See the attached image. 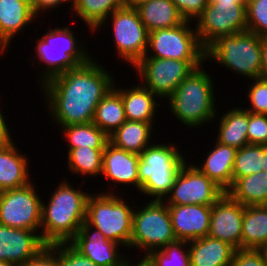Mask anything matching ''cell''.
<instances>
[{"mask_svg":"<svg viewBox=\"0 0 267 266\" xmlns=\"http://www.w3.org/2000/svg\"><path fill=\"white\" fill-rule=\"evenodd\" d=\"M95 59L78 65L45 82L44 93L49 117L59 126L92 123L97 105L116 81Z\"/></svg>","mask_w":267,"mask_h":266,"instance_id":"cell-1","label":"cell"},{"mask_svg":"<svg viewBox=\"0 0 267 266\" xmlns=\"http://www.w3.org/2000/svg\"><path fill=\"white\" fill-rule=\"evenodd\" d=\"M42 201L40 237L46 245L69 243L86 220L87 201L92 193L78 190L65 179Z\"/></svg>","mask_w":267,"mask_h":266,"instance_id":"cell-2","label":"cell"},{"mask_svg":"<svg viewBox=\"0 0 267 266\" xmlns=\"http://www.w3.org/2000/svg\"><path fill=\"white\" fill-rule=\"evenodd\" d=\"M196 68L186 77L168 98L172 114L186 127L196 128L218 118L215 107V87L210 76L203 68Z\"/></svg>","mask_w":267,"mask_h":266,"instance_id":"cell-3","label":"cell"},{"mask_svg":"<svg viewBox=\"0 0 267 266\" xmlns=\"http://www.w3.org/2000/svg\"><path fill=\"white\" fill-rule=\"evenodd\" d=\"M187 162L174 144L152 143L139 154V192L152 200H164L170 193L182 165Z\"/></svg>","mask_w":267,"mask_h":266,"instance_id":"cell-4","label":"cell"},{"mask_svg":"<svg viewBox=\"0 0 267 266\" xmlns=\"http://www.w3.org/2000/svg\"><path fill=\"white\" fill-rule=\"evenodd\" d=\"M70 26H54L48 29L41 38L36 39L35 52L39 58L38 64L43 67L39 83L41 86L51 78L87 63L93 57L86 51V47L77 41ZM41 63V64H40ZM45 63V64H44ZM42 74V75H41Z\"/></svg>","mask_w":267,"mask_h":266,"instance_id":"cell-5","label":"cell"},{"mask_svg":"<svg viewBox=\"0 0 267 266\" xmlns=\"http://www.w3.org/2000/svg\"><path fill=\"white\" fill-rule=\"evenodd\" d=\"M96 192L87 201L85 222L99 230L107 239L127 248L130 246L133 211L122 196L115 192ZM114 192V193H113Z\"/></svg>","mask_w":267,"mask_h":266,"instance_id":"cell-6","label":"cell"},{"mask_svg":"<svg viewBox=\"0 0 267 266\" xmlns=\"http://www.w3.org/2000/svg\"><path fill=\"white\" fill-rule=\"evenodd\" d=\"M206 61L252 79L261 77V36L244 31L219 37L205 51Z\"/></svg>","mask_w":267,"mask_h":266,"instance_id":"cell-7","label":"cell"},{"mask_svg":"<svg viewBox=\"0 0 267 266\" xmlns=\"http://www.w3.org/2000/svg\"><path fill=\"white\" fill-rule=\"evenodd\" d=\"M137 210V211H136ZM133 211L132 234L129 248L145 251L146 257L177 241L171 223L168 205L163 200H150Z\"/></svg>","mask_w":267,"mask_h":266,"instance_id":"cell-8","label":"cell"},{"mask_svg":"<svg viewBox=\"0 0 267 266\" xmlns=\"http://www.w3.org/2000/svg\"><path fill=\"white\" fill-rule=\"evenodd\" d=\"M206 60H174L143 57L135 66L142 85L160 100L169 98L178 85ZM138 72V73H137Z\"/></svg>","mask_w":267,"mask_h":266,"instance_id":"cell-9","label":"cell"},{"mask_svg":"<svg viewBox=\"0 0 267 266\" xmlns=\"http://www.w3.org/2000/svg\"><path fill=\"white\" fill-rule=\"evenodd\" d=\"M190 21L149 32L144 57L174 60H205L206 49L201 45ZM149 51V52H148ZM152 51V52H151ZM151 53V54H150Z\"/></svg>","mask_w":267,"mask_h":266,"instance_id":"cell-10","label":"cell"},{"mask_svg":"<svg viewBox=\"0 0 267 266\" xmlns=\"http://www.w3.org/2000/svg\"><path fill=\"white\" fill-rule=\"evenodd\" d=\"M109 17L118 58L134 67L145 56L149 32L137 9L129 6L113 11L95 31L103 28Z\"/></svg>","mask_w":267,"mask_h":266,"instance_id":"cell-11","label":"cell"},{"mask_svg":"<svg viewBox=\"0 0 267 266\" xmlns=\"http://www.w3.org/2000/svg\"><path fill=\"white\" fill-rule=\"evenodd\" d=\"M195 22L199 41L206 49L221 36L246 31V5L240 2H208Z\"/></svg>","mask_w":267,"mask_h":266,"instance_id":"cell-12","label":"cell"},{"mask_svg":"<svg viewBox=\"0 0 267 266\" xmlns=\"http://www.w3.org/2000/svg\"><path fill=\"white\" fill-rule=\"evenodd\" d=\"M33 181L27 186L0 192V224L36 231L41 229L42 197Z\"/></svg>","mask_w":267,"mask_h":266,"instance_id":"cell-13","label":"cell"},{"mask_svg":"<svg viewBox=\"0 0 267 266\" xmlns=\"http://www.w3.org/2000/svg\"><path fill=\"white\" fill-rule=\"evenodd\" d=\"M225 192L194 164L184 163L170 193L163 200L168 206L213 205ZM169 196V197H168Z\"/></svg>","mask_w":267,"mask_h":266,"instance_id":"cell-14","label":"cell"},{"mask_svg":"<svg viewBox=\"0 0 267 266\" xmlns=\"http://www.w3.org/2000/svg\"><path fill=\"white\" fill-rule=\"evenodd\" d=\"M245 206L225 192L212 205L208 236L241 249L242 221Z\"/></svg>","mask_w":267,"mask_h":266,"instance_id":"cell-15","label":"cell"},{"mask_svg":"<svg viewBox=\"0 0 267 266\" xmlns=\"http://www.w3.org/2000/svg\"><path fill=\"white\" fill-rule=\"evenodd\" d=\"M69 243L98 266H121L127 258L119 252L120 244L107 239L99 230L86 222Z\"/></svg>","mask_w":267,"mask_h":266,"instance_id":"cell-16","label":"cell"},{"mask_svg":"<svg viewBox=\"0 0 267 266\" xmlns=\"http://www.w3.org/2000/svg\"><path fill=\"white\" fill-rule=\"evenodd\" d=\"M211 209L212 205L168 206L176 239L189 242L208 236Z\"/></svg>","mask_w":267,"mask_h":266,"instance_id":"cell-17","label":"cell"},{"mask_svg":"<svg viewBox=\"0 0 267 266\" xmlns=\"http://www.w3.org/2000/svg\"><path fill=\"white\" fill-rule=\"evenodd\" d=\"M46 244L36 231L0 224V261L20 266L34 257Z\"/></svg>","mask_w":267,"mask_h":266,"instance_id":"cell-18","label":"cell"},{"mask_svg":"<svg viewBox=\"0 0 267 266\" xmlns=\"http://www.w3.org/2000/svg\"><path fill=\"white\" fill-rule=\"evenodd\" d=\"M138 163V154L130 153L108 142L103 150L101 176L115 184L112 188L118 184H131L139 191Z\"/></svg>","mask_w":267,"mask_h":266,"instance_id":"cell-19","label":"cell"},{"mask_svg":"<svg viewBox=\"0 0 267 266\" xmlns=\"http://www.w3.org/2000/svg\"><path fill=\"white\" fill-rule=\"evenodd\" d=\"M36 18L33 9L25 2L21 0H0L1 55L7 52L13 38L19 35L21 30L24 31V28H27L30 23H34Z\"/></svg>","mask_w":267,"mask_h":266,"instance_id":"cell-20","label":"cell"},{"mask_svg":"<svg viewBox=\"0 0 267 266\" xmlns=\"http://www.w3.org/2000/svg\"><path fill=\"white\" fill-rule=\"evenodd\" d=\"M215 146L209 151L201 162L195 166L207 175L224 192H227L233 184V166L237 149L228 145L220 144L215 140Z\"/></svg>","mask_w":267,"mask_h":266,"instance_id":"cell-21","label":"cell"},{"mask_svg":"<svg viewBox=\"0 0 267 266\" xmlns=\"http://www.w3.org/2000/svg\"><path fill=\"white\" fill-rule=\"evenodd\" d=\"M122 97L125 116L128 121L154 123L157 107L161 103L156 102V95L142 83L131 86L129 89L113 86Z\"/></svg>","mask_w":267,"mask_h":266,"instance_id":"cell-22","label":"cell"},{"mask_svg":"<svg viewBox=\"0 0 267 266\" xmlns=\"http://www.w3.org/2000/svg\"><path fill=\"white\" fill-rule=\"evenodd\" d=\"M14 143L0 150V192L21 188L32 182L29 177L30 161Z\"/></svg>","mask_w":267,"mask_h":266,"instance_id":"cell-23","label":"cell"},{"mask_svg":"<svg viewBox=\"0 0 267 266\" xmlns=\"http://www.w3.org/2000/svg\"><path fill=\"white\" fill-rule=\"evenodd\" d=\"M190 266H231L235 248L209 236L189 241Z\"/></svg>","mask_w":267,"mask_h":266,"instance_id":"cell-24","label":"cell"},{"mask_svg":"<svg viewBox=\"0 0 267 266\" xmlns=\"http://www.w3.org/2000/svg\"><path fill=\"white\" fill-rule=\"evenodd\" d=\"M148 32L176 27L185 20L171 0H152L136 7Z\"/></svg>","mask_w":267,"mask_h":266,"instance_id":"cell-25","label":"cell"},{"mask_svg":"<svg viewBox=\"0 0 267 266\" xmlns=\"http://www.w3.org/2000/svg\"><path fill=\"white\" fill-rule=\"evenodd\" d=\"M220 117L218 134L216 141L223 145H228L240 149L249 145L248 130V111L242 107L226 110Z\"/></svg>","mask_w":267,"mask_h":266,"instance_id":"cell-26","label":"cell"},{"mask_svg":"<svg viewBox=\"0 0 267 266\" xmlns=\"http://www.w3.org/2000/svg\"><path fill=\"white\" fill-rule=\"evenodd\" d=\"M153 125V123L126 120L109 136V142L118 148L139 155L152 144Z\"/></svg>","mask_w":267,"mask_h":266,"instance_id":"cell-27","label":"cell"},{"mask_svg":"<svg viewBox=\"0 0 267 266\" xmlns=\"http://www.w3.org/2000/svg\"><path fill=\"white\" fill-rule=\"evenodd\" d=\"M267 242V205L246 206L241 233V249H260Z\"/></svg>","mask_w":267,"mask_h":266,"instance_id":"cell-28","label":"cell"},{"mask_svg":"<svg viewBox=\"0 0 267 266\" xmlns=\"http://www.w3.org/2000/svg\"><path fill=\"white\" fill-rule=\"evenodd\" d=\"M227 193L245 207L267 205V172L238 178Z\"/></svg>","mask_w":267,"mask_h":266,"instance_id":"cell-29","label":"cell"},{"mask_svg":"<svg viewBox=\"0 0 267 266\" xmlns=\"http://www.w3.org/2000/svg\"><path fill=\"white\" fill-rule=\"evenodd\" d=\"M126 120L121 94L112 87L97 105L93 123L109 137Z\"/></svg>","mask_w":267,"mask_h":266,"instance_id":"cell-30","label":"cell"},{"mask_svg":"<svg viewBox=\"0 0 267 266\" xmlns=\"http://www.w3.org/2000/svg\"><path fill=\"white\" fill-rule=\"evenodd\" d=\"M64 134L65 142L68 143V151L79 147L105 149L109 137L93 122L58 126Z\"/></svg>","mask_w":267,"mask_h":266,"instance_id":"cell-31","label":"cell"},{"mask_svg":"<svg viewBox=\"0 0 267 266\" xmlns=\"http://www.w3.org/2000/svg\"><path fill=\"white\" fill-rule=\"evenodd\" d=\"M125 6L126 0H79L71 10L94 33L113 11Z\"/></svg>","mask_w":267,"mask_h":266,"instance_id":"cell-32","label":"cell"},{"mask_svg":"<svg viewBox=\"0 0 267 266\" xmlns=\"http://www.w3.org/2000/svg\"><path fill=\"white\" fill-rule=\"evenodd\" d=\"M104 149L83 148L71 149L68 155V169L75 175L100 176Z\"/></svg>","mask_w":267,"mask_h":266,"instance_id":"cell-33","label":"cell"},{"mask_svg":"<svg viewBox=\"0 0 267 266\" xmlns=\"http://www.w3.org/2000/svg\"><path fill=\"white\" fill-rule=\"evenodd\" d=\"M265 145H246L237 149L233 166V183L241 177L263 171Z\"/></svg>","mask_w":267,"mask_h":266,"instance_id":"cell-34","label":"cell"},{"mask_svg":"<svg viewBox=\"0 0 267 266\" xmlns=\"http://www.w3.org/2000/svg\"><path fill=\"white\" fill-rule=\"evenodd\" d=\"M146 258L152 266H190L189 243L177 240L152 251Z\"/></svg>","mask_w":267,"mask_h":266,"instance_id":"cell-35","label":"cell"},{"mask_svg":"<svg viewBox=\"0 0 267 266\" xmlns=\"http://www.w3.org/2000/svg\"><path fill=\"white\" fill-rule=\"evenodd\" d=\"M246 23V31L258 36L267 35V0H248Z\"/></svg>","mask_w":267,"mask_h":266,"instance_id":"cell-36","label":"cell"},{"mask_svg":"<svg viewBox=\"0 0 267 266\" xmlns=\"http://www.w3.org/2000/svg\"><path fill=\"white\" fill-rule=\"evenodd\" d=\"M248 87L250 106L246 110L255 114H267V79L255 78Z\"/></svg>","mask_w":267,"mask_h":266,"instance_id":"cell-37","label":"cell"},{"mask_svg":"<svg viewBox=\"0 0 267 266\" xmlns=\"http://www.w3.org/2000/svg\"><path fill=\"white\" fill-rule=\"evenodd\" d=\"M247 136L250 145L267 144V114L248 112Z\"/></svg>","mask_w":267,"mask_h":266,"instance_id":"cell-38","label":"cell"},{"mask_svg":"<svg viewBox=\"0 0 267 266\" xmlns=\"http://www.w3.org/2000/svg\"><path fill=\"white\" fill-rule=\"evenodd\" d=\"M59 266H98L70 243H59Z\"/></svg>","mask_w":267,"mask_h":266,"instance_id":"cell-39","label":"cell"},{"mask_svg":"<svg viewBox=\"0 0 267 266\" xmlns=\"http://www.w3.org/2000/svg\"><path fill=\"white\" fill-rule=\"evenodd\" d=\"M20 266H59V243L46 245Z\"/></svg>","mask_w":267,"mask_h":266,"instance_id":"cell-40","label":"cell"},{"mask_svg":"<svg viewBox=\"0 0 267 266\" xmlns=\"http://www.w3.org/2000/svg\"><path fill=\"white\" fill-rule=\"evenodd\" d=\"M185 21H196L207 7L209 0H171Z\"/></svg>","mask_w":267,"mask_h":266,"instance_id":"cell-41","label":"cell"},{"mask_svg":"<svg viewBox=\"0 0 267 266\" xmlns=\"http://www.w3.org/2000/svg\"><path fill=\"white\" fill-rule=\"evenodd\" d=\"M231 266H267L260 249H236Z\"/></svg>","mask_w":267,"mask_h":266,"instance_id":"cell-42","label":"cell"},{"mask_svg":"<svg viewBox=\"0 0 267 266\" xmlns=\"http://www.w3.org/2000/svg\"><path fill=\"white\" fill-rule=\"evenodd\" d=\"M0 108V150L6 148L13 142L10 129L7 126L6 118Z\"/></svg>","mask_w":267,"mask_h":266,"instance_id":"cell-43","label":"cell"},{"mask_svg":"<svg viewBox=\"0 0 267 266\" xmlns=\"http://www.w3.org/2000/svg\"><path fill=\"white\" fill-rule=\"evenodd\" d=\"M64 3H66L64 0H35V15L39 17V14L42 15V13L48 12V10L50 12V9L59 8Z\"/></svg>","mask_w":267,"mask_h":266,"instance_id":"cell-44","label":"cell"},{"mask_svg":"<svg viewBox=\"0 0 267 266\" xmlns=\"http://www.w3.org/2000/svg\"><path fill=\"white\" fill-rule=\"evenodd\" d=\"M261 78L267 79V35L261 36Z\"/></svg>","mask_w":267,"mask_h":266,"instance_id":"cell-45","label":"cell"},{"mask_svg":"<svg viewBox=\"0 0 267 266\" xmlns=\"http://www.w3.org/2000/svg\"><path fill=\"white\" fill-rule=\"evenodd\" d=\"M142 259L139 260L136 264H133L129 258H126L121 266H152L150 261L146 257H141Z\"/></svg>","mask_w":267,"mask_h":266,"instance_id":"cell-46","label":"cell"},{"mask_svg":"<svg viewBox=\"0 0 267 266\" xmlns=\"http://www.w3.org/2000/svg\"><path fill=\"white\" fill-rule=\"evenodd\" d=\"M152 0H126V6L136 8L138 5Z\"/></svg>","mask_w":267,"mask_h":266,"instance_id":"cell-47","label":"cell"},{"mask_svg":"<svg viewBox=\"0 0 267 266\" xmlns=\"http://www.w3.org/2000/svg\"><path fill=\"white\" fill-rule=\"evenodd\" d=\"M209 2H240L247 5L248 0H209Z\"/></svg>","mask_w":267,"mask_h":266,"instance_id":"cell-48","label":"cell"},{"mask_svg":"<svg viewBox=\"0 0 267 266\" xmlns=\"http://www.w3.org/2000/svg\"><path fill=\"white\" fill-rule=\"evenodd\" d=\"M21 1L29 5L33 9V12L35 13V0H21Z\"/></svg>","mask_w":267,"mask_h":266,"instance_id":"cell-49","label":"cell"},{"mask_svg":"<svg viewBox=\"0 0 267 266\" xmlns=\"http://www.w3.org/2000/svg\"><path fill=\"white\" fill-rule=\"evenodd\" d=\"M260 250L262 251L265 261L267 262V242L260 248Z\"/></svg>","mask_w":267,"mask_h":266,"instance_id":"cell-50","label":"cell"},{"mask_svg":"<svg viewBox=\"0 0 267 266\" xmlns=\"http://www.w3.org/2000/svg\"><path fill=\"white\" fill-rule=\"evenodd\" d=\"M263 171L267 172V144L265 145V159H264Z\"/></svg>","mask_w":267,"mask_h":266,"instance_id":"cell-51","label":"cell"},{"mask_svg":"<svg viewBox=\"0 0 267 266\" xmlns=\"http://www.w3.org/2000/svg\"><path fill=\"white\" fill-rule=\"evenodd\" d=\"M0 266H16L14 263L0 261Z\"/></svg>","mask_w":267,"mask_h":266,"instance_id":"cell-52","label":"cell"},{"mask_svg":"<svg viewBox=\"0 0 267 266\" xmlns=\"http://www.w3.org/2000/svg\"><path fill=\"white\" fill-rule=\"evenodd\" d=\"M66 3L72 4L70 8H73L79 0H64Z\"/></svg>","mask_w":267,"mask_h":266,"instance_id":"cell-53","label":"cell"}]
</instances>
